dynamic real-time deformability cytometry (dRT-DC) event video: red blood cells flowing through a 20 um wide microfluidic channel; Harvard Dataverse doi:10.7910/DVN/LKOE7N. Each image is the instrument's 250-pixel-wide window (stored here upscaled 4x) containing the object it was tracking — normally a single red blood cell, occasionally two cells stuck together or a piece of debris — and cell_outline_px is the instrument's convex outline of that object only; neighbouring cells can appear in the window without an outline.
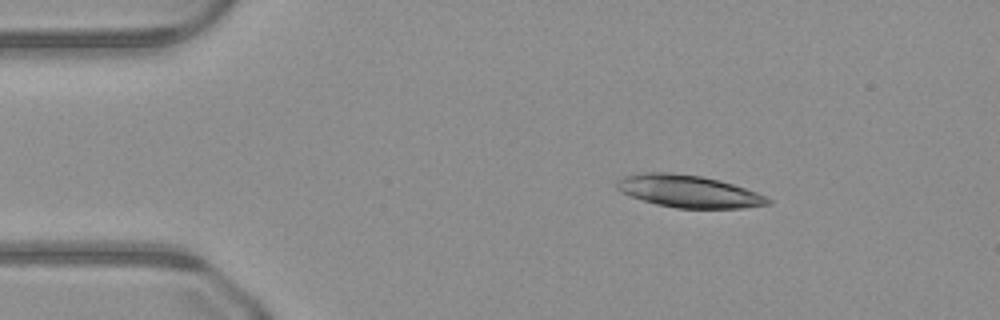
{"species": "common noctule bat (a hibernating species)", "species_latin": "Nyctalus noctula", "temperature_condition": "warm", "stored_images_in_passage": 42, "camera_frame_rate_fps": 3000, "um_per_image_px": 0.085, "animal": {"sex": "male", "body_mass_g": 23.1, "forearm_length_mm": 52.7}, "frame": {"image": 1, "passage_image": 1, "time_ms": 0.0, "image_size_px": [1000, 320], "cell_outline_px": [[772, 204], [744, 208], [676, 208], [656, 204], [620, 192], [616, 188], [616, 180], [624, 176], [640, 172], [668, 172], [700, 176], [720, 180], [756, 192], [772, 200]], "centroid_in_image_um": [58.51, 16.26], "position_along_channel_um": 26.5, "area_um2": 28.44}}